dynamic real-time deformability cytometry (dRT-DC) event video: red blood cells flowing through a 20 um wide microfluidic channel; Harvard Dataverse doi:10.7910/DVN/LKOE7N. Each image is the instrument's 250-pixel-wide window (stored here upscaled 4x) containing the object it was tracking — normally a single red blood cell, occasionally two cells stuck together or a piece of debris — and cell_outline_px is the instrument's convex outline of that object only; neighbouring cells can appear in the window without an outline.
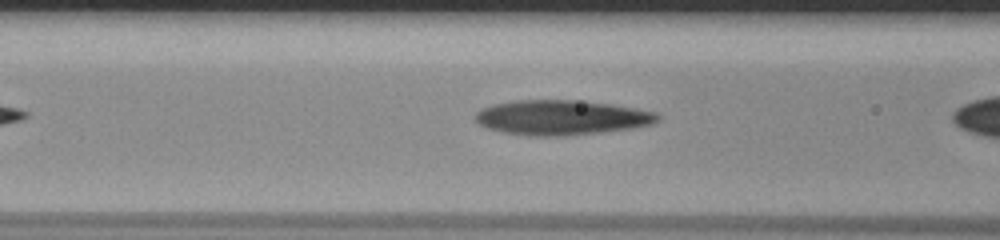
{"species": "human", "species_latin": "Homo sapiens", "temperature_condition": "room temperature", "stored_images_in_passage": 31, "camera_frame_rate_fps": 3000, "um_per_image_px": 0.085, "donor": {"sex": "male"}, "frame": {"image": 1, "passage_image": 10, "time_ms": 3.0, "image_size_px": [1000, 240], "cell_outline_px": [[660, 120], [652, 124], [632, 128], [568, 136], [540, 136], [504, 132], [488, 128], [480, 124], [476, 120], [476, 112], [492, 104], [516, 100], [572, 100], [612, 104], [656, 112], [660, 116]], "centroid_in_image_um": [47.76, 9.98], "position_along_channel_um": 118.8, "area_um2": 36.76}}
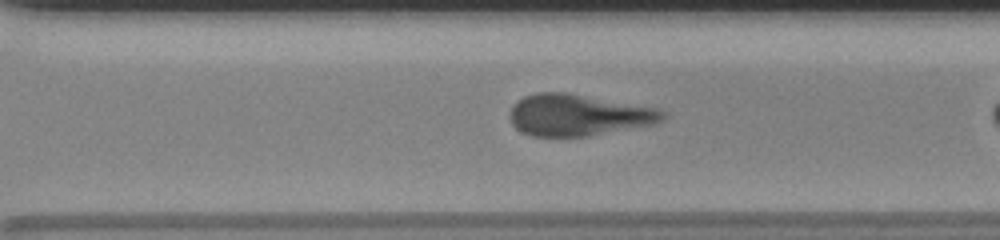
{"frame": {"image": 2, "passage_image": 26, "time_ms": 8.333, "image_size_px": [1000, 240], "cell_outline_px": [[668, 112], [664, 120], [656, 124], [588, 136], [532, 136], [520, 132], [512, 124], [508, 116], [512, 108], [524, 96], [540, 92], [564, 92], [660, 108]], "centroid_in_image_um": [49.21, 9.79], "position_along_channel_um": 321.4, "area_um2": 37.17}}
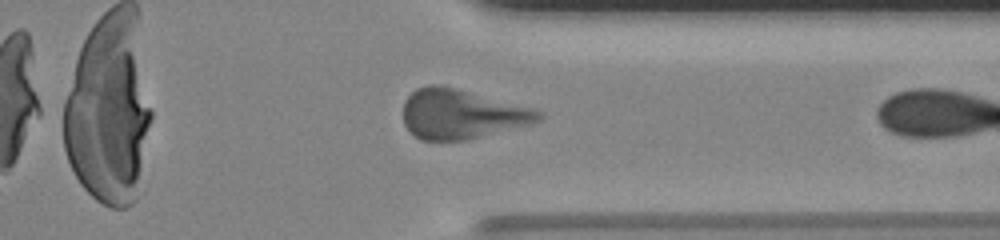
{"frame": {"image": 3, "passage_image": 30, "time_ms": 9.667, "image_size_px": [1000, 240], "cell_outline_px": [[544, 116], [540, 120], [532, 124], [468, 140], [420, 140], [404, 124], [404, 100], [416, 88], [428, 84], [444, 84], [536, 108], [544, 112]], "centroid_in_image_um": [39.29, 9.67], "position_along_channel_um": 372.1, "area_um2": 39.82}}